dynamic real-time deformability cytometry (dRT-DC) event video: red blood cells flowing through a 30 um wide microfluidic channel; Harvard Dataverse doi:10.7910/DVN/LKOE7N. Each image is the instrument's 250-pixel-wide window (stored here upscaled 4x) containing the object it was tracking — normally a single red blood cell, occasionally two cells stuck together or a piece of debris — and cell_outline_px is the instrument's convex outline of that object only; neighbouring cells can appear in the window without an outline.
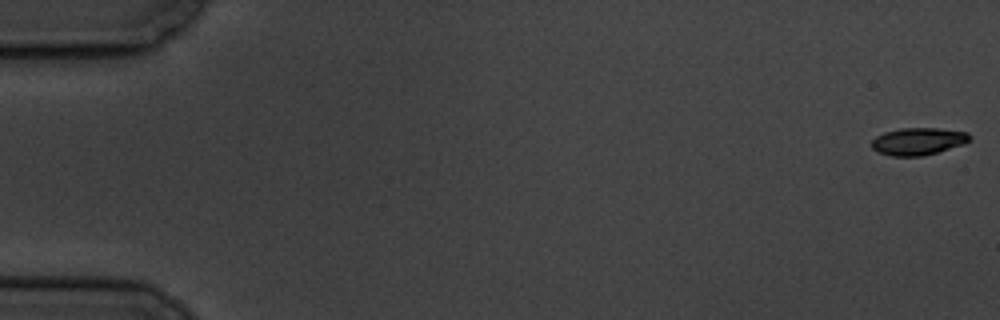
{"species": "common noctule bat (a hibernating species)", "species_latin": "Nyctalus noctula", "temperature_condition": "cold", "stored_images_in_passage": 6, "camera_frame_rate_fps": 3000, "um_per_image_px": 0.085, "animal": {"sex": "male", "body_mass_g": 19.5, "forearm_length_mm": 54.6}, "frame": {"image": 1, "passage_image": 1, "time_ms": 0.0, "image_size_px": [1000, 320], "cell_outline_px": [[972, 140], [964, 144], [924, 156], [892, 156], [880, 152], [872, 148], [872, 140], [876, 136], [884, 132], [900, 128], [940, 128], [968, 132], [972, 136]], "centroid_in_image_um": [78.09, 12.0], "position_along_channel_um": 6.9, "area_um2": 15.72}}
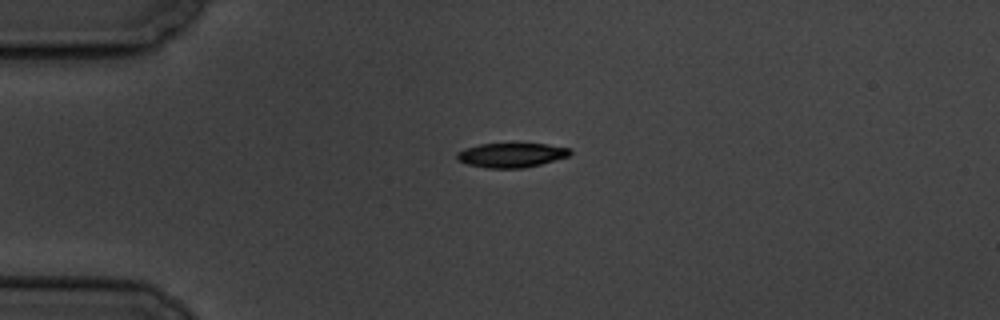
{"frame": {"image": 2, "passage_image": 5, "time_ms": 4.667, "image_size_px": [1000, 320], "cell_outline_px": [[572, 152], [568, 156], [540, 164], [524, 168], [488, 168], [468, 164], [456, 160], [456, 152], [464, 148], [480, 144], [544, 144], [568, 148]], "centroid_in_image_um": [43.4, 13.19], "position_along_channel_um": 41.6, "area_um2": 15.95}}